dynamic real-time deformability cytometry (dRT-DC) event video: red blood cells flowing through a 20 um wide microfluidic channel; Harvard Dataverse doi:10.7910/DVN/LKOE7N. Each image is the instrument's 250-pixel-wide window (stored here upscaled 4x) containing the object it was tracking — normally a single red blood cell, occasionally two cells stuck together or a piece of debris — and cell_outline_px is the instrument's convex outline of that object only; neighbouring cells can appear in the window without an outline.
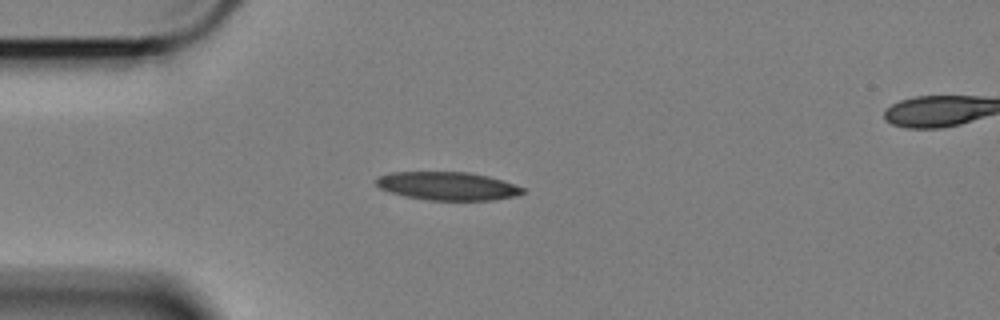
{"species": "Egyptian fruit bat (a non-hibernating species)", "species_latin": "Rousettus aegyptiacus", "temperature_condition": "cold", "stored_images_in_passage": 17, "camera_frame_rate_fps": 3000, "um_per_image_px": 0.085, "animal": {"sex": "female"}, "frame": {"image": 1, "passage_image": 1, "time_ms": 0.0, "image_size_px": [1000, 320], "cell_outline_px": [[524, 192], [516, 196], [492, 200], [428, 200], [404, 196], [380, 188], [376, 184], [376, 176], [388, 172], [468, 172], [488, 176], [504, 180], [524, 188]], "centroid_in_image_um": [38.03, 15.8], "position_along_channel_um": 47.0, "area_um2": 24.22}}
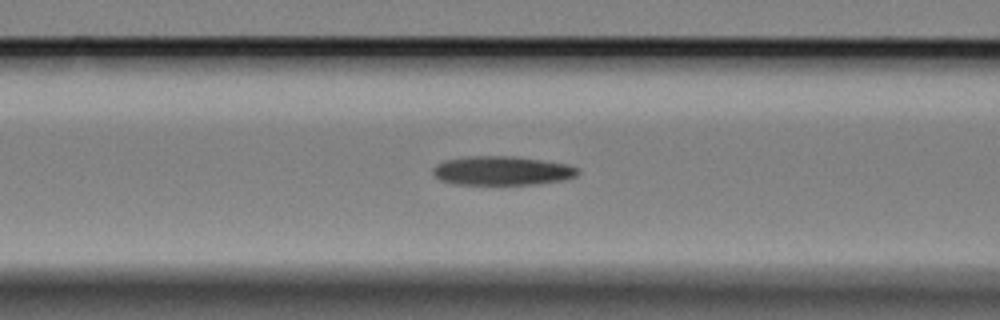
{"frame": {"image": 2, "passage_image": 9, "time_ms": 2.667, "image_size_px": [1000, 320], "cell_outline_px": [[580, 172], [576, 176], [564, 180], [540, 184], [452, 184], [440, 180], [432, 172], [432, 168], [436, 164], [444, 160], [468, 156], [512, 156], [540, 160], [564, 164], [576, 168]], "centroid_in_image_um": [42.63, 14.51], "position_along_channel_um": 124.0, "area_um2": 24.45}}
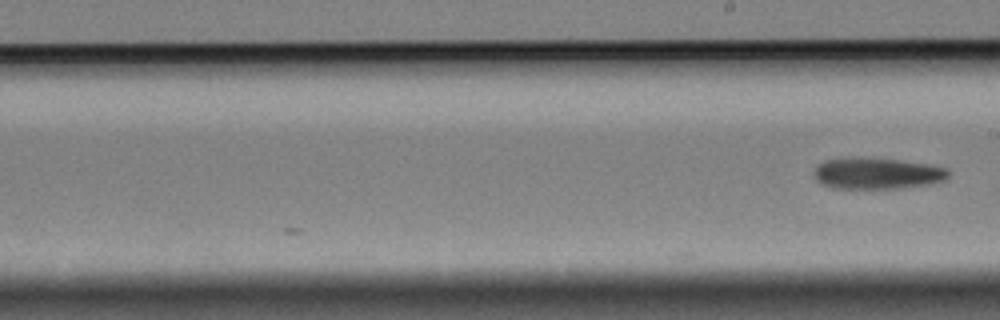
{"frame": {"image": 3, "passage_image": 17, "time_ms": 5.333, "image_size_px": [1000, 320], "cell_outline_px": [[948, 176], [944, 180], [932, 184], [900, 188], [832, 188], [820, 184], [812, 176], [812, 172], [824, 160], [844, 156], [860, 156], [900, 160], [928, 164], [948, 168]], "centroid_in_image_um": [74.49, 14.72], "position_along_channel_um": 214.5, "area_um2": 25.14}}